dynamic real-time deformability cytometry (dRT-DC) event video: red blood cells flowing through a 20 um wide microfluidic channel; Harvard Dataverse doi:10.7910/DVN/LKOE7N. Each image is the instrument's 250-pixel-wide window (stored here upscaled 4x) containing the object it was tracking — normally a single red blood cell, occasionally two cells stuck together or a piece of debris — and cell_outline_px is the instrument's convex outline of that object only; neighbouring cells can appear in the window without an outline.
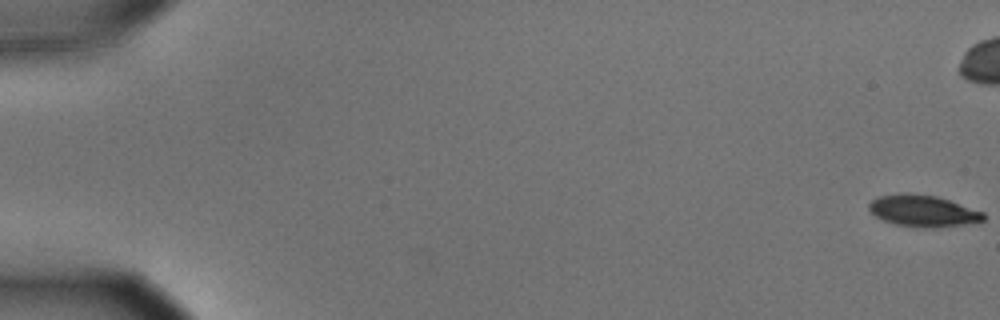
{"species": "common noctule bat (a hibernating species)", "species_latin": "Nyctalus noctula", "temperature_condition": "cold", "stored_images_in_passage": 59, "camera_frame_rate_fps": 3000, "um_per_image_px": 0.085, "animal": {"sex": "male", "body_mass_g": 15.6}, "frame": {"image": 1, "passage_image": 1, "time_ms": 0.0, "image_size_px": [1000, 320], "cell_outline_px": [[984, 220], [964, 224], [936, 228], [924, 228], [896, 224], [884, 220], [876, 216], [868, 208], [868, 204], [872, 200], [880, 196], [900, 192], [908, 192], [936, 196], [984, 212]], "centroid_in_image_um": [78.43, 17.91], "position_along_channel_um": 6.6, "area_um2": 20.98}}
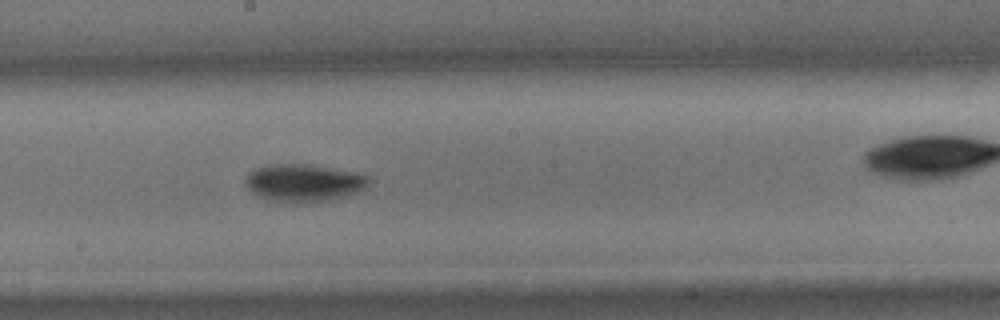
{"frame": {"image": 2, "passage_image": 33, "time_ms": 10.667, "image_size_px": [1000, 320], "cell_outline_px": [[368, 184], [364, 188], [356, 192], [328, 200], [268, 200], [260, 196], [248, 188], [244, 180], [248, 172], [256, 168], [268, 164], [304, 164], [356, 172], [368, 176]], "centroid_in_image_um": [25.78, 15.49], "position_along_channel_um": 222.4, "area_um2": 25.95}}
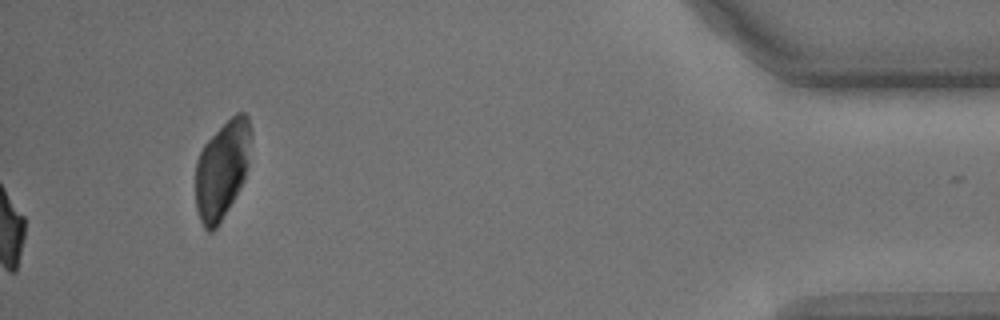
{"frame": {"image": 3, "passage_image": 59, "time_ms": 19.333, "image_size_px": [1000, 320], "cell_outline_px": [[252, 136], [248, 164], [244, 180], [240, 188], [216, 228], [212, 232], [208, 232], [204, 228], [200, 220], [196, 208], [196, 160], [204, 144], [236, 112], [244, 112], [248, 116], [252, 132]], "centroid_in_image_um": [18.89, 14.39], "position_along_channel_um": 416.3, "area_um2": 31.62}, "authors_computed_cell_mechanics": {"area_um2": 23.2356, "velocity_mm_per_s": 3.5663, "shape_relaxation_time_tau1_ms": 2.2428, "shape_relaxation_time_tau2_ms": null, "deformation_change_tau1": 0.1275, "deformation_change_tau2": null}}